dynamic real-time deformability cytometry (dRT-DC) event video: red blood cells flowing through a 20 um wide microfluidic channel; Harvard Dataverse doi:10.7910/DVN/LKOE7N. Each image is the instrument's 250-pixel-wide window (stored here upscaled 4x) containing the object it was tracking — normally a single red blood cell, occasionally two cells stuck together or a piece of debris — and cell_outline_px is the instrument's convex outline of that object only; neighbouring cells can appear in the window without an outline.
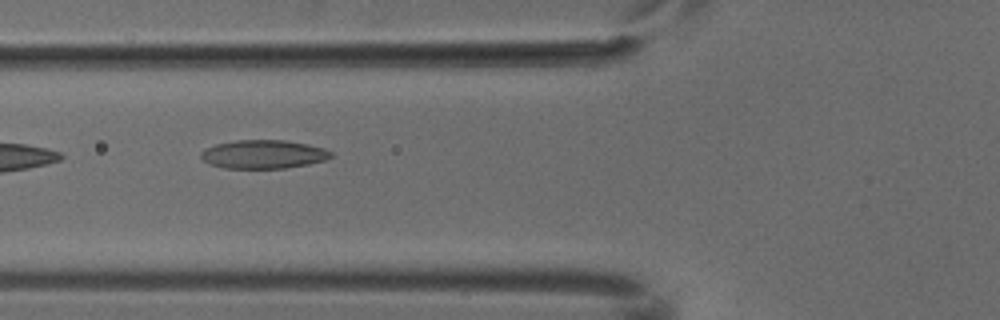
{"species": "common noctule bat (a hibernating species)", "species_latin": "Nyctalus noctula", "temperature_condition": "cold", "stored_images_in_passage": 8, "camera_frame_rate_fps": 3000, "um_per_image_px": 0.085, "animal": {"sex": "male", "body_mass_g": 18.8}, "frame": {"image": 1, "passage_image": 5, "time_ms": 1.333, "image_size_px": [1000, 320], "cell_outline_px": [[332, 156], [324, 160], [308, 164], [284, 168], [224, 168], [208, 164], [200, 156], [200, 152], [216, 144], [236, 140], [284, 140], [308, 144], [324, 148], [332, 152]], "centroid_in_image_um": [22.38, 13.11], "position_along_channel_um": 103.4, "area_um2": 21.56}}
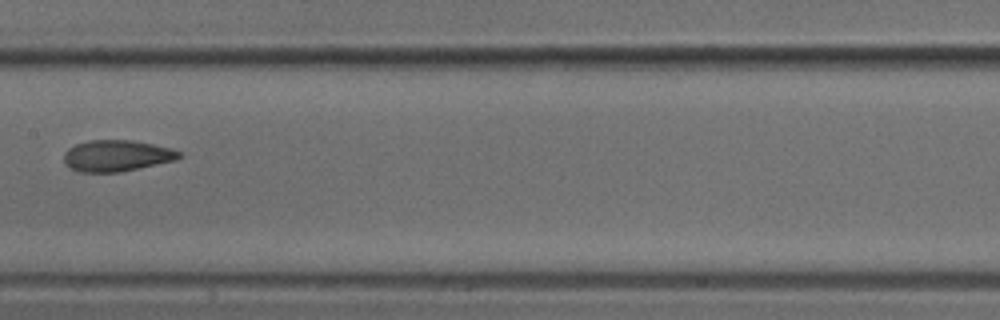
{"frame": {"image": 2, "passage_image": 7, "time_ms": 2.0, "image_size_px": [1000, 320], "cell_outline_px": [[180, 156], [176, 160], [120, 172], [76, 172], [68, 168], [64, 164], [64, 152], [68, 148], [76, 144], [88, 140], [132, 140], [172, 148], [180, 152]], "centroid_in_image_um": [9.87, 13.24], "position_along_channel_um": 197.5, "area_um2": 21.15}}
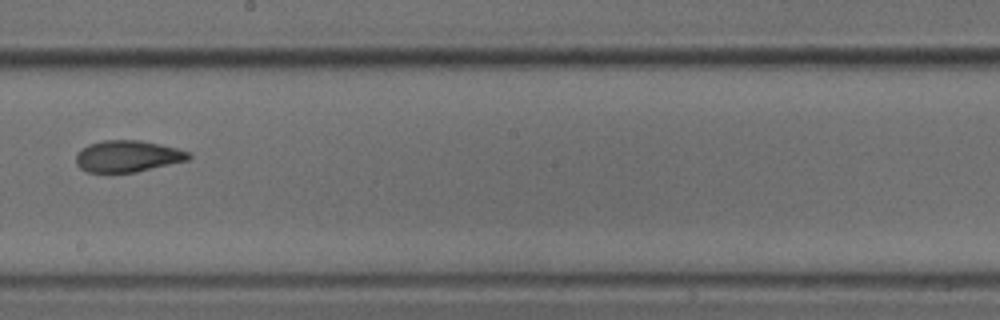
{"frame": {"image": 3, "passage_image": 8, "time_ms": 2.333, "image_size_px": [1000, 320], "cell_outline_px": [[192, 156], [188, 160], [136, 172], [88, 172], [80, 168], [76, 164], [76, 156], [80, 148], [88, 144], [104, 140], [140, 140], [160, 144], [176, 148], [188, 152]], "centroid_in_image_um": [10.82, 13.27], "position_along_channel_um": 237.4, "area_um2": 20.69}}